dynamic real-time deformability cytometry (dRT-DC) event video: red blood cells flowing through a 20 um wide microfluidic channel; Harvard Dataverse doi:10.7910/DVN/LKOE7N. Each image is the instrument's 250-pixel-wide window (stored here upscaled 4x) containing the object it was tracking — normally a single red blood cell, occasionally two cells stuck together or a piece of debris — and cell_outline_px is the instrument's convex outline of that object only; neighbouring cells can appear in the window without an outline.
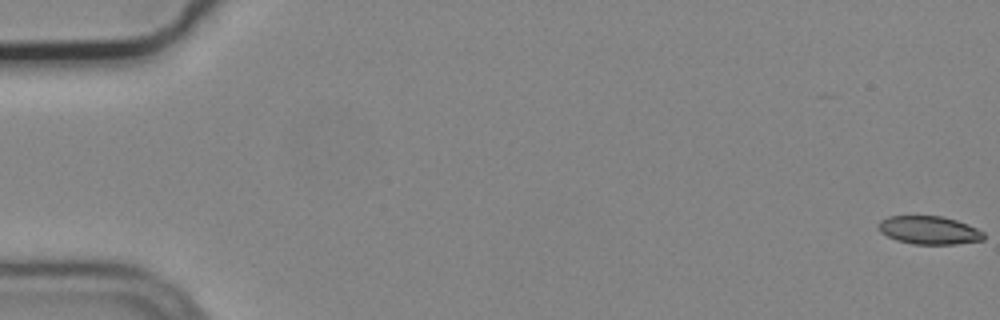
{"species": "common noctule bat (a hibernating species)", "species_latin": "Nyctalus noctula", "temperature_condition": "cold", "stored_images_in_passage": 55, "camera_frame_rate_fps": 3000, "um_per_image_px": 0.085, "animal": {"sex": "male", "body_mass_g": 19.2, "forearm_length_mm": 51.8}, "frame": {"image": 1, "passage_image": 1, "time_ms": 0.0, "image_size_px": [1000, 320], "cell_outline_px": [[984, 240], [956, 244], [912, 244], [896, 240], [880, 232], [880, 220], [888, 216], [944, 216], [968, 224], [984, 232]], "centroid_in_image_um": [79.0, 19.57], "position_along_channel_um": 6.0, "area_um2": 17.28}}
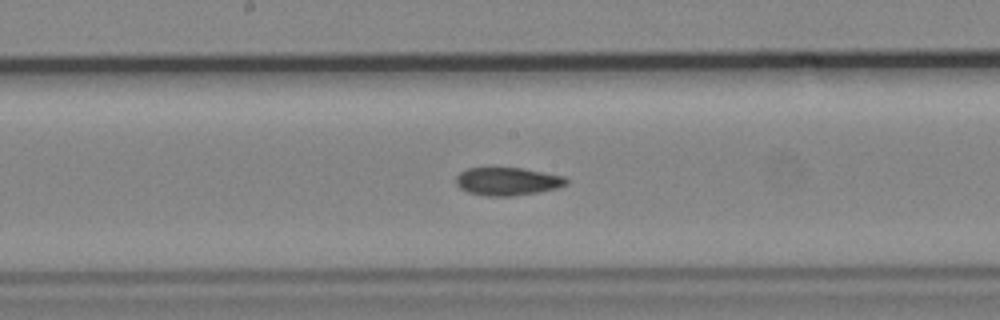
{"frame": {"image": 2, "passage_image": 30, "time_ms": 9.667, "image_size_px": [1000, 320], "cell_outline_px": [[568, 184], [556, 188], [536, 192], [512, 196], [488, 196], [468, 192], [460, 188], [456, 184], [456, 176], [460, 172], [468, 168], [524, 168], [564, 176], [568, 180]], "centroid_in_image_um": [43.13, 15.41], "position_along_channel_um": 205.1, "area_um2": 17.92}}
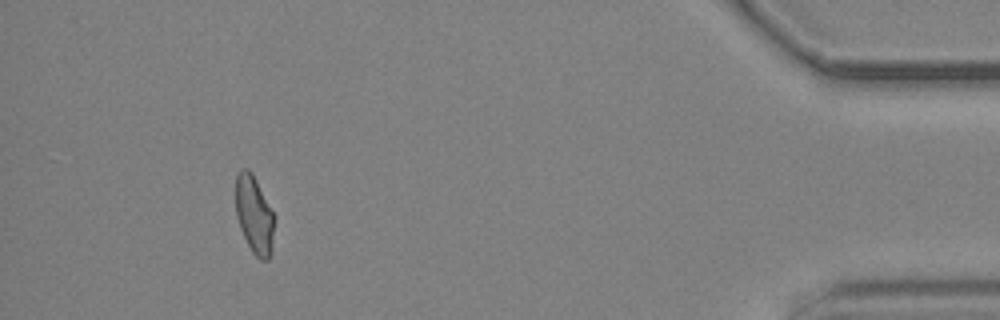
{"frame": {"image": 3, "passage_image": 52, "time_ms": 17.0, "image_size_px": [1000, 320], "cell_outline_px": [[272, 252], [268, 260], [260, 260], [252, 252], [240, 228], [236, 216], [236, 176], [240, 168], [248, 168], [252, 172], [272, 212]], "centroid_in_image_um": [21.57, 18.24], "position_along_channel_um": 413.6, "area_um2": 17.11}}